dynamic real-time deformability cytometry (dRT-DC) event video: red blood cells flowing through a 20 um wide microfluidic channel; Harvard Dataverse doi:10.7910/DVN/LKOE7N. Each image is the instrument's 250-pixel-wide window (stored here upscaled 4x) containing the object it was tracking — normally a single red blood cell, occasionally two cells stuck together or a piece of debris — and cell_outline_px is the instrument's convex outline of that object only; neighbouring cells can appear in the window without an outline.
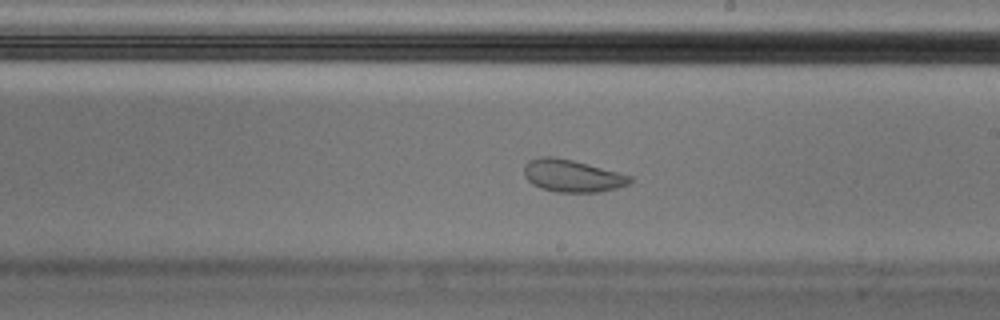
{"species": "Egyptian fruit bat (a non-hibernating species)", "species_latin": "Rousettus aegyptiacus", "temperature_condition": "cold", "stored_images_in_passage": 56, "camera_frame_rate_fps": 3000, "um_per_image_px": 0.085, "animal": {"sex": "male"}, "frame": {"image": 1, "passage_image": 31, "time_ms": 10.0, "image_size_px": [1000, 320], "cell_outline_px": [[632, 180], [628, 184], [616, 188], [600, 192], [556, 192], [540, 188], [532, 184], [524, 176], [524, 164], [528, 160], [540, 156], [552, 156], [572, 160], [588, 164], [632, 176]], "centroid_in_image_um": [48.59, 14.94], "position_along_channel_um": 240.4, "area_um2": 20.0}}
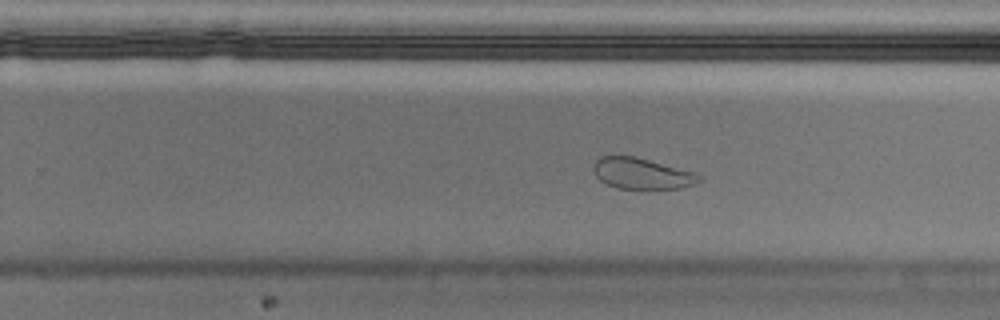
{"frame": {"image": 2, "passage_image": 34, "time_ms": 11.0, "image_size_px": [1000, 320], "cell_outline_px": [[704, 180], [680, 188], [616, 188], [600, 180], [596, 176], [592, 168], [592, 164], [600, 156], [636, 156], [696, 172], [704, 176]], "centroid_in_image_um": [54.58, 14.73], "position_along_channel_um": 275.2, "area_um2": 19.25}}
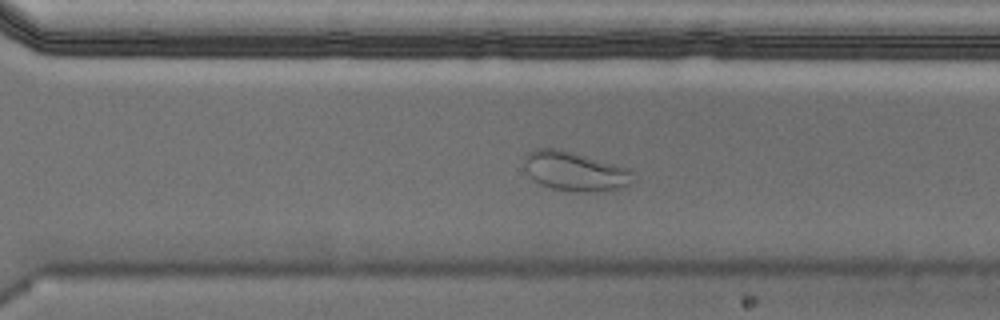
{"frame": {"image": 3, "passage_image": 38, "time_ms": 12.333, "image_size_px": [1000, 320], "cell_outline_px": [[632, 180], [628, 184], [620, 188], [596, 192], [580, 192], [552, 188], [540, 184], [524, 168], [524, 156], [528, 152], [536, 148], [556, 148], [572, 152], [632, 168]], "centroid_in_image_um": [48.88, 14.54], "position_along_channel_um": 321.7, "area_um2": 24.85}}